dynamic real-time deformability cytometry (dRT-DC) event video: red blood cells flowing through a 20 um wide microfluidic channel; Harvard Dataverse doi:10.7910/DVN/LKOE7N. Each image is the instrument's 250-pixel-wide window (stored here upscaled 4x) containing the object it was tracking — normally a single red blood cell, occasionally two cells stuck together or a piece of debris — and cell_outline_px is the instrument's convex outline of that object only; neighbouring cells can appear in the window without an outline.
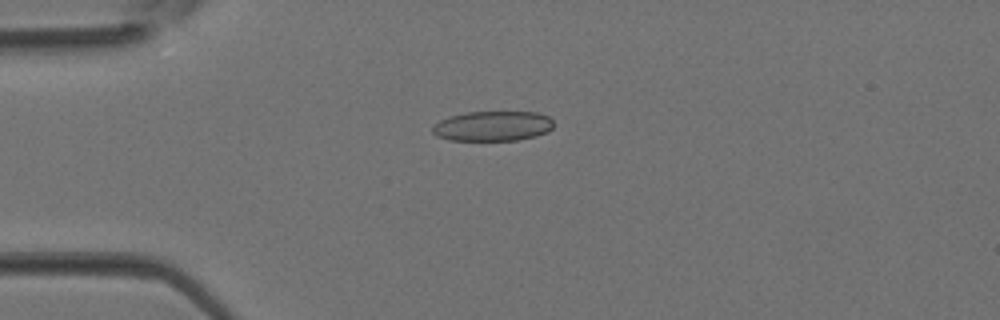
{"species": "Egyptian fruit bat (a non-hibernating species)", "species_latin": "Rousettus aegyptiacus", "temperature_condition": "room temperature", "stored_images_in_passage": 2, "camera_frame_rate_fps": 3000, "um_per_image_px": 0.085, "animal": {"sex": "female"}, "frame": {"image": 1, "passage_image": 2, "time_ms": 0.333, "image_size_px": [1000, 320], "cell_outline_px": [[552, 128], [548, 132], [536, 136], [516, 140], [448, 140], [436, 136], [432, 132], [432, 128], [440, 120], [448, 116], [468, 112], [540, 112], [548, 116], [552, 120]], "centroid_in_image_um": [41.88, 10.71], "position_along_channel_um": 43.1, "area_um2": 21.21}}